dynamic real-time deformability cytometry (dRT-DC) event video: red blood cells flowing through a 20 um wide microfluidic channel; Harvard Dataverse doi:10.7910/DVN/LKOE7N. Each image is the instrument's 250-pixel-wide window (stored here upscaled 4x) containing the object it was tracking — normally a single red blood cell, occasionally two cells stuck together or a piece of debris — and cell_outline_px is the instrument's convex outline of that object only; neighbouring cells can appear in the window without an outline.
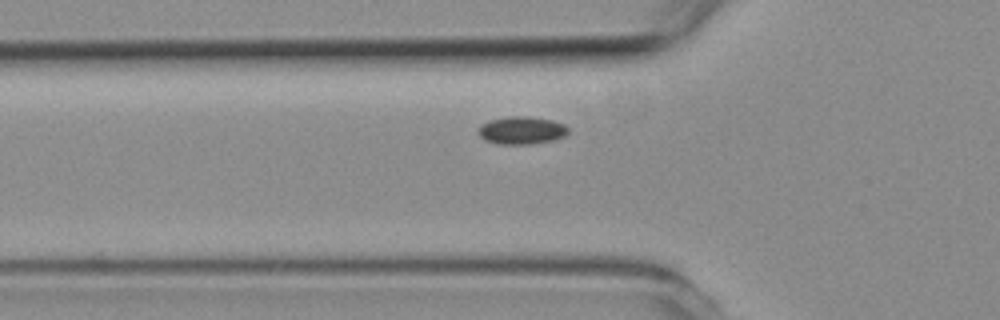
{"species": "common noctule bat (a hibernating species)", "species_latin": "Nyctalus noctula", "temperature_condition": "room temperature", "stored_images_in_passage": 3, "camera_frame_rate_fps": 3000, "um_per_image_px": 0.085, "animal": {"sex": "female", "body_mass_g": 19.3, "forearm_length_mm": 54.1}, "frame": {"image": 1, "passage_image": 2, "time_ms": 2.0, "image_size_px": [1000, 320], "cell_outline_px": [[568, 132], [564, 136], [552, 140], [528, 144], [496, 144], [484, 140], [476, 132], [476, 128], [480, 124], [488, 120], [508, 116], [528, 116], [552, 120], [564, 124], [568, 128]], "centroid_in_image_um": [44.26, 11.07], "position_along_channel_um": 81.5, "area_um2": 14.74}}